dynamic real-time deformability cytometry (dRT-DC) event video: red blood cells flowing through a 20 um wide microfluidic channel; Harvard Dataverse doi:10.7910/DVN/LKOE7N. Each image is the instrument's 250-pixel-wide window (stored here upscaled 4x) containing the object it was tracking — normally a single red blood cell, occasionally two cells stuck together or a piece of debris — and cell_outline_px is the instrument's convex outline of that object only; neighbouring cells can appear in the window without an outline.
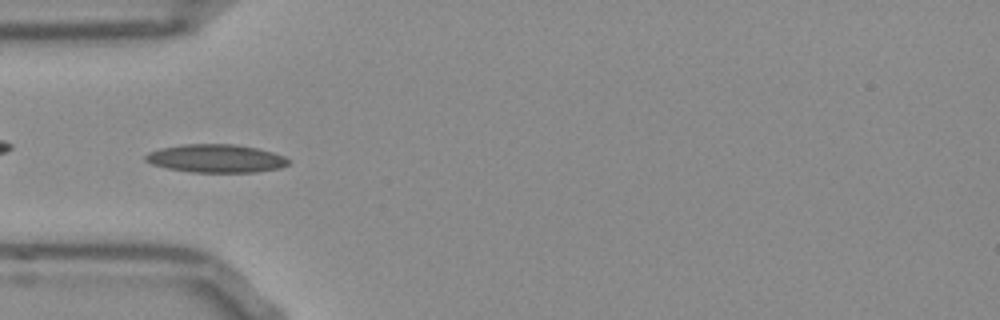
{"species": "Egyptian fruit bat (a non-hibernating species)", "species_latin": "Rousettus aegyptiacus", "temperature_condition": "room temperature", "stored_images_in_passage": 51, "camera_frame_rate_fps": 3000, "um_per_image_px": 0.085, "frame": {"image": 1, "passage_image": 15, "time_ms": 4.667, "image_size_px": [1000, 320], "cell_outline_px": [[288, 164], [280, 168], [256, 172], [188, 172], [168, 168], [152, 164], [144, 160], [144, 156], [148, 152], [160, 148], [184, 144], [232, 144], [256, 148], [272, 152], [284, 156], [288, 160]], "centroid_in_image_um": [18.32, 13.47], "position_along_channel_um": 66.7, "area_um2": 23.41}}
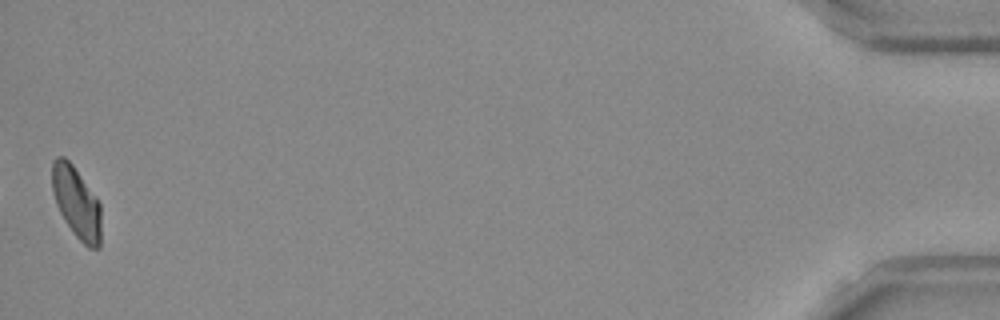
{"frame": {"image": 2, "passage_image": 51, "time_ms": 16.667, "image_size_px": [1000, 320], "cell_outline_px": [[100, 248], [88, 248], [72, 232], [64, 220], [56, 204], [52, 188], [52, 164], [56, 156], [64, 156], [72, 164], [96, 196], [100, 204]], "centroid_in_image_um": [6.49, 17.21], "position_along_channel_um": 428.7, "area_um2": 20.35}, "authors_computed_cell_mechanics": {"area_um2": 20.808, "velocity_mm_per_s": 3.8396, "shape_relaxation_time_tau1_ms": null, "shape_relaxation_time_tau2_ms": 6.9192, "deformation_change_tau1": null, "deformation_change_tau2": 0.1362}}